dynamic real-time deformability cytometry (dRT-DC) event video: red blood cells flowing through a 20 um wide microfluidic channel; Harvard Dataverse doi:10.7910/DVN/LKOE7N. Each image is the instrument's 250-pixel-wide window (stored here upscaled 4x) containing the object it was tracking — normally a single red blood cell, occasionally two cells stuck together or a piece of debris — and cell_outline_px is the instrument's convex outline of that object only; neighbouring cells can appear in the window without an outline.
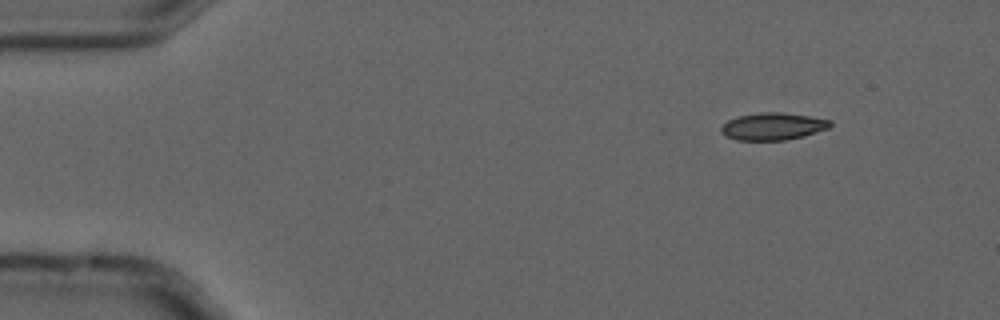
{"species": "common noctule bat (a hibernating species)", "species_latin": "Nyctalus noctula", "temperature_condition": "cold", "stored_images_in_passage": 5, "camera_frame_rate_fps": 3000, "um_per_image_px": 0.085, "animal": {"sex": "male", "forearm_length_mm": 52.5}, "frame": {"image": 1, "passage_image": 2, "time_ms": 0.333, "image_size_px": [1000, 320], "cell_outline_px": [[832, 124], [828, 128], [804, 136], [784, 140], [736, 140], [720, 132], [720, 128], [728, 120], [740, 116], [760, 112], [780, 112], [808, 116], [832, 120]], "centroid_in_image_um": [65.7, 10.74], "position_along_channel_um": 19.3, "area_um2": 17.17}}